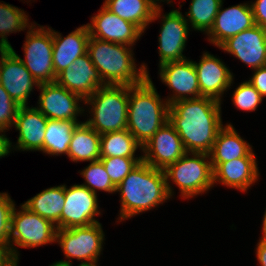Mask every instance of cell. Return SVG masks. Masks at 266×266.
I'll return each mask as SVG.
<instances>
[{
    "label": "cell",
    "instance_id": "27",
    "mask_svg": "<svg viewBox=\"0 0 266 266\" xmlns=\"http://www.w3.org/2000/svg\"><path fill=\"white\" fill-rule=\"evenodd\" d=\"M103 5L120 18L137 25L143 32L152 23L156 9L149 0H105Z\"/></svg>",
    "mask_w": 266,
    "mask_h": 266
},
{
    "label": "cell",
    "instance_id": "34",
    "mask_svg": "<svg viewBox=\"0 0 266 266\" xmlns=\"http://www.w3.org/2000/svg\"><path fill=\"white\" fill-rule=\"evenodd\" d=\"M232 98L233 104L237 109L248 112L255 111L264 99L248 81L239 84Z\"/></svg>",
    "mask_w": 266,
    "mask_h": 266
},
{
    "label": "cell",
    "instance_id": "26",
    "mask_svg": "<svg viewBox=\"0 0 266 266\" xmlns=\"http://www.w3.org/2000/svg\"><path fill=\"white\" fill-rule=\"evenodd\" d=\"M31 212L50 220L60 229V218L65 205V184L50 187L23 204Z\"/></svg>",
    "mask_w": 266,
    "mask_h": 266
},
{
    "label": "cell",
    "instance_id": "32",
    "mask_svg": "<svg viewBox=\"0 0 266 266\" xmlns=\"http://www.w3.org/2000/svg\"><path fill=\"white\" fill-rule=\"evenodd\" d=\"M80 174L85 180V182L81 185L87 187L95 194H97V190L108 193L116 192V186L110 180V177L100 160L90 162V164L85 167Z\"/></svg>",
    "mask_w": 266,
    "mask_h": 266
},
{
    "label": "cell",
    "instance_id": "18",
    "mask_svg": "<svg viewBox=\"0 0 266 266\" xmlns=\"http://www.w3.org/2000/svg\"><path fill=\"white\" fill-rule=\"evenodd\" d=\"M197 72L200 95L222 102L224 92L233 84L234 75L216 56L204 52L200 61L194 62Z\"/></svg>",
    "mask_w": 266,
    "mask_h": 266
},
{
    "label": "cell",
    "instance_id": "21",
    "mask_svg": "<svg viewBox=\"0 0 266 266\" xmlns=\"http://www.w3.org/2000/svg\"><path fill=\"white\" fill-rule=\"evenodd\" d=\"M47 120L36 107L20 106L13 125L19 131V136L12 150L43 152Z\"/></svg>",
    "mask_w": 266,
    "mask_h": 266
},
{
    "label": "cell",
    "instance_id": "43",
    "mask_svg": "<svg viewBox=\"0 0 266 266\" xmlns=\"http://www.w3.org/2000/svg\"><path fill=\"white\" fill-rule=\"evenodd\" d=\"M149 1H151L156 7H161V5H159L160 2H165L166 1L167 4L168 3H170V4L172 3V1H170V0H149Z\"/></svg>",
    "mask_w": 266,
    "mask_h": 266
},
{
    "label": "cell",
    "instance_id": "7",
    "mask_svg": "<svg viewBox=\"0 0 266 266\" xmlns=\"http://www.w3.org/2000/svg\"><path fill=\"white\" fill-rule=\"evenodd\" d=\"M21 209L14 207L10 227V251L19 262V251L16 248H36L56 242L57 227L50 220L31 212L23 204Z\"/></svg>",
    "mask_w": 266,
    "mask_h": 266
},
{
    "label": "cell",
    "instance_id": "42",
    "mask_svg": "<svg viewBox=\"0 0 266 266\" xmlns=\"http://www.w3.org/2000/svg\"><path fill=\"white\" fill-rule=\"evenodd\" d=\"M262 238L266 239V209H265V212H264V215H263V219H262Z\"/></svg>",
    "mask_w": 266,
    "mask_h": 266
},
{
    "label": "cell",
    "instance_id": "1",
    "mask_svg": "<svg viewBox=\"0 0 266 266\" xmlns=\"http://www.w3.org/2000/svg\"><path fill=\"white\" fill-rule=\"evenodd\" d=\"M221 104L203 96L170 104L169 122L179 134L187 152L210 153L223 127Z\"/></svg>",
    "mask_w": 266,
    "mask_h": 266
},
{
    "label": "cell",
    "instance_id": "44",
    "mask_svg": "<svg viewBox=\"0 0 266 266\" xmlns=\"http://www.w3.org/2000/svg\"><path fill=\"white\" fill-rule=\"evenodd\" d=\"M50 266H71V265H68L67 263H64V262H61V261H57V262L53 263Z\"/></svg>",
    "mask_w": 266,
    "mask_h": 266
},
{
    "label": "cell",
    "instance_id": "39",
    "mask_svg": "<svg viewBox=\"0 0 266 266\" xmlns=\"http://www.w3.org/2000/svg\"><path fill=\"white\" fill-rule=\"evenodd\" d=\"M18 262L14 259L10 247L0 242V266H18Z\"/></svg>",
    "mask_w": 266,
    "mask_h": 266
},
{
    "label": "cell",
    "instance_id": "9",
    "mask_svg": "<svg viewBox=\"0 0 266 266\" xmlns=\"http://www.w3.org/2000/svg\"><path fill=\"white\" fill-rule=\"evenodd\" d=\"M25 39L23 45L25 60L20 58L21 62L38 84L55 82L53 29L34 22L28 29Z\"/></svg>",
    "mask_w": 266,
    "mask_h": 266
},
{
    "label": "cell",
    "instance_id": "11",
    "mask_svg": "<svg viewBox=\"0 0 266 266\" xmlns=\"http://www.w3.org/2000/svg\"><path fill=\"white\" fill-rule=\"evenodd\" d=\"M0 84L18 106H27L34 87L39 84L11 48L0 49Z\"/></svg>",
    "mask_w": 266,
    "mask_h": 266
},
{
    "label": "cell",
    "instance_id": "15",
    "mask_svg": "<svg viewBox=\"0 0 266 266\" xmlns=\"http://www.w3.org/2000/svg\"><path fill=\"white\" fill-rule=\"evenodd\" d=\"M142 152L144 162L164 170L187 151L174 126L168 121L143 146Z\"/></svg>",
    "mask_w": 266,
    "mask_h": 266
},
{
    "label": "cell",
    "instance_id": "8",
    "mask_svg": "<svg viewBox=\"0 0 266 266\" xmlns=\"http://www.w3.org/2000/svg\"><path fill=\"white\" fill-rule=\"evenodd\" d=\"M105 234L100 222L88 226L57 229L56 242L68 260H61L72 266L71 259L82 260L79 266L97 265L103 249Z\"/></svg>",
    "mask_w": 266,
    "mask_h": 266
},
{
    "label": "cell",
    "instance_id": "29",
    "mask_svg": "<svg viewBox=\"0 0 266 266\" xmlns=\"http://www.w3.org/2000/svg\"><path fill=\"white\" fill-rule=\"evenodd\" d=\"M138 148L142 150L143 146L127 129L100 136L101 157H135Z\"/></svg>",
    "mask_w": 266,
    "mask_h": 266
},
{
    "label": "cell",
    "instance_id": "10",
    "mask_svg": "<svg viewBox=\"0 0 266 266\" xmlns=\"http://www.w3.org/2000/svg\"><path fill=\"white\" fill-rule=\"evenodd\" d=\"M161 7H156L153 18L155 21L161 18V28L158 37L159 41V65L170 61H181L187 59L183 55L189 35V23L186 16L182 15L179 9L171 10L169 13L161 16Z\"/></svg>",
    "mask_w": 266,
    "mask_h": 266
},
{
    "label": "cell",
    "instance_id": "14",
    "mask_svg": "<svg viewBox=\"0 0 266 266\" xmlns=\"http://www.w3.org/2000/svg\"><path fill=\"white\" fill-rule=\"evenodd\" d=\"M159 68L161 81L173 91V95L165 99L169 105L179 100L202 97L194 61H170L159 65Z\"/></svg>",
    "mask_w": 266,
    "mask_h": 266
},
{
    "label": "cell",
    "instance_id": "3",
    "mask_svg": "<svg viewBox=\"0 0 266 266\" xmlns=\"http://www.w3.org/2000/svg\"><path fill=\"white\" fill-rule=\"evenodd\" d=\"M131 46L89 37L87 53L105 85L134 86L148 76L146 64L137 68Z\"/></svg>",
    "mask_w": 266,
    "mask_h": 266
},
{
    "label": "cell",
    "instance_id": "5",
    "mask_svg": "<svg viewBox=\"0 0 266 266\" xmlns=\"http://www.w3.org/2000/svg\"><path fill=\"white\" fill-rule=\"evenodd\" d=\"M129 86L105 85L84 100L90 118L85 121L97 133L104 134L127 129ZM93 113V114H92Z\"/></svg>",
    "mask_w": 266,
    "mask_h": 266
},
{
    "label": "cell",
    "instance_id": "38",
    "mask_svg": "<svg viewBox=\"0 0 266 266\" xmlns=\"http://www.w3.org/2000/svg\"><path fill=\"white\" fill-rule=\"evenodd\" d=\"M255 25L266 28V0H255L250 2Z\"/></svg>",
    "mask_w": 266,
    "mask_h": 266
},
{
    "label": "cell",
    "instance_id": "12",
    "mask_svg": "<svg viewBox=\"0 0 266 266\" xmlns=\"http://www.w3.org/2000/svg\"><path fill=\"white\" fill-rule=\"evenodd\" d=\"M98 196L87 187L75 184L70 188L65 185V205L60 218V229L88 226L99 221L101 215Z\"/></svg>",
    "mask_w": 266,
    "mask_h": 266
},
{
    "label": "cell",
    "instance_id": "23",
    "mask_svg": "<svg viewBox=\"0 0 266 266\" xmlns=\"http://www.w3.org/2000/svg\"><path fill=\"white\" fill-rule=\"evenodd\" d=\"M90 32L87 24L70 32L66 37L53 30V66L55 75L68 68L78 57L87 53Z\"/></svg>",
    "mask_w": 266,
    "mask_h": 266
},
{
    "label": "cell",
    "instance_id": "37",
    "mask_svg": "<svg viewBox=\"0 0 266 266\" xmlns=\"http://www.w3.org/2000/svg\"><path fill=\"white\" fill-rule=\"evenodd\" d=\"M253 71L254 74L249 78L250 80H248V82L251 83L264 98L266 97V65Z\"/></svg>",
    "mask_w": 266,
    "mask_h": 266
},
{
    "label": "cell",
    "instance_id": "33",
    "mask_svg": "<svg viewBox=\"0 0 266 266\" xmlns=\"http://www.w3.org/2000/svg\"><path fill=\"white\" fill-rule=\"evenodd\" d=\"M110 180L117 187L122 180L143 160L139 157H100Z\"/></svg>",
    "mask_w": 266,
    "mask_h": 266
},
{
    "label": "cell",
    "instance_id": "41",
    "mask_svg": "<svg viewBox=\"0 0 266 266\" xmlns=\"http://www.w3.org/2000/svg\"><path fill=\"white\" fill-rule=\"evenodd\" d=\"M0 132V158L9 155L12 148V142L9 138L5 135V133Z\"/></svg>",
    "mask_w": 266,
    "mask_h": 266
},
{
    "label": "cell",
    "instance_id": "24",
    "mask_svg": "<svg viewBox=\"0 0 266 266\" xmlns=\"http://www.w3.org/2000/svg\"><path fill=\"white\" fill-rule=\"evenodd\" d=\"M245 156L256 155L252 146L241 138L234 126L227 123L219 130L209 153L212 169L214 170L220 163Z\"/></svg>",
    "mask_w": 266,
    "mask_h": 266
},
{
    "label": "cell",
    "instance_id": "13",
    "mask_svg": "<svg viewBox=\"0 0 266 266\" xmlns=\"http://www.w3.org/2000/svg\"><path fill=\"white\" fill-rule=\"evenodd\" d=\"M37 88L41 93L36 108L47 119L80 122L77 116L84 113L85 110L83 106H79L81 105L79 102L84 101L79 95L72 93L56 82L42 83Z\"/></svg>",
    "mask_w": 266,
    "mask_h": 266
},
{
    "label": "cell",
    "instance_id": "31",
    "mask_svg": "<svg viewBox=\"0 0 266 266\" xmlns=\"http://www.w3.org/2000/svg\"><path fill=\"white\" fill-rule=\"evenodd\" d=\"M223 0H191L187 22L194 30L207 34L213 26L215 17Z\"/></svg>",
    "mask_w": 266,
    "mask_h": 266
},
{
    "label": "cell",
    "instance_id": "6",
    "mask_svg": "<svg viewBox=\"0 0 266 266\" xmlns=\"http://www.w3.org/2000/svg\"><path fill=\"white\" fill-rule=\"evenodd\" d=\"M164 173L170 198L174 192L169 180L177 185L180 197L185 199L203 194L214 186L213 169L209 154L206 153L186 152L175 163L168 165Z\"/></svg>",
    "mask_w": 266,
    "mask_h": 266
},
{
    "label": "cell",
    "instance_id": "35",
    "mask_svg": "<svg viewBox=\"0 0 266 266\" xmlns=\"http://www.w3.org/2000/svg\"><path fill=\"white\" fill-rule=\"evenodd\" d=\"M19 107L0 84V132L5 133L13 127Z\"/></svg>",
    "mask_w": 266,
    "mask_h": 266
},
{
    "label": "cell",
    "instance_id": "16",
    "mask_svg": "<svg viewBox=\"0 0 266 266\" xmlns=\"http://www.w3.org/2000/svg\"><path fill=\"white\" fill-rule=\"evenodd\" d=\"M219 49L255 70L266 65V28L254 25L224 41Z\"/></svg>",
    "mask_w": 266,
    "mask_h": 266
},
{
    "label": "cell",
    "instance_id": "28",
    "mask_svg": "<svg viewBox=\"0 0 266 266\" xmlns=\"http://www.w3.org/2000/svg\"><path fill=\"white\" fill-rule=\"evenodd\" d=\"M71 120L48 119L43 141V153L48 155H67L73 130L77 124Z\"/></svg>",
    "mask_w": 266,
    "mask_h": 266
},
{
    "label": "cell",
    "instance_id": "25",
    "mask_svg": "<svg viewBox=\"0 0 266 266\" xmlns=\"http://www.w3.org/2000/svg\"><path fill=\"white\" fill-rule=\"evenodd\" d=\"M100 134L86 122L76 125L68 147V158L72 162H94L100 159Z\"/></svg>",
    "mask_w": 266,
    "mask_h": 266
},
{
    "label": "cell",
    "instance_id": "40",
    "mask_svg": "<svg viewBox=\"0 0 266 266\" xmlns=\"http://www.w3.org/2000/svg\"><path fill=\"white\" fill-rule=\"evenodd\" d=\"M255 251L259 266H266V239L260 237Z\"/></svg>",
    "mask_w": 266,
    "mask_h": 266
},
{
    "label": "cell",
    "instance_id": "17",
    "mask_svg": "<svg viewBox=\"0 0 266 266\" xmlns=\"http://www.w3.org/2000/svg\"><path fill=\"white\" fill-rule=\"evenodd\" d=\"M90 37L133 47L144 33L137 25L120 18L104 5L87 23Z\"/></svg>",
    "mask_w": 266,
    "mask_h": 266
},
{
    "label": "cell",
    "instance_id": "4",
    "mask_svg": "<svg viewBox=\"0 0 266 266\" xmlns=\"http://www.w3.org/2000/svg\"><path fill=\"white\" fill-rule=\"evenodd\" d=\"M167 101L160 98L150 76L129 86L127 130L144 146L169 121Z\"/></svg>",
    "mask_w": 266,
    "mask_h": 266
},
{
    "label": "cell",
    "instance_id": "22",
    "mask_svg": "<svg viewBox=\"0 0 266 266\" xmlns=\"http://www.w3.org/2000/svg\"><path fill=\"white\" fill-rule=\"evenodd\" d=\"M256 156L240 157L220 163L213 170V184L220 183L229 188L247 192L259 179Z\"/></svg>",
    "mask_w": 266,
    "mask_h": 266
},
{
    "label": "cell",
    "instance_id": "20",
    "mask_svg": "<svg viewBox=\"0 0 266 266\" xmlns=\"http://www.w3.org/2000/svg\"><path fill=\"white\" fill-rule=\"evenodd\" d=\"M223 2L215 17L208 41L219 47L224 41L255 25L250 3L238 4L222 9Z\"/></svg>",
    "mask_w": 266,
    "mask_h": 266
},
{
    "label": "cell",
    "instance_id": "19",
    "mask_svg": "<svg viewBox=\"0 0 266 266\" xmlns=\"http://www.w3.org/2000/svg\"><path fill=\"white\" fill-rule=\"evenodd\" d=\"M55 82L79 95L83 100L105 86L88 53L78 57L68 68L56 76Z\"/></svg>",
    "mask_w": 266,
    "mask_h": 266
},
{
    "label": "cell",
    "instance_id": "2",
    "mask_svg": "<svg viewBox=\"0 0 266 266\" xmlns=\"http://www.w3.org/2000/svg\"><path fill=\"white\" fill-rule=\"evenodd\" d=\"M116 192L121 200L117 222L145 213L170 199L164 170L143 160L116 187Z\"/></svg>",
    "mask_w": 266,
    "mask_h": 266
},
{
    "label": "cell",
    "instance_id": "36",
    "mask_svg": "<svg viewBox=\"0 0 266 266\" xmlns=\"http://www.w3.org/2000/svg\"><path fill=\"white\" fill-rule=\"evenodd\" d=\"M15 202L8 193H0V242L10 247V227Z\"/></svg>",
    "mask_w": 266,
    "mask_h": 266
},
{
    "label": "cell",
    "instance_id": "30",
    "mask_svg": "<svg viewBox=\"0 0 266 266\" xmlns=\"http://www.w3.org/2000/svg\"><path fill=\"white\" fill-rule=\"evenodd\" d=\"M29 20L24 10L0 2V49L11 48L7 35L29 29L34 24Z\"/></svg>",
    "mask_w": 266,
    "mask_h": 266
}]
</instances>
